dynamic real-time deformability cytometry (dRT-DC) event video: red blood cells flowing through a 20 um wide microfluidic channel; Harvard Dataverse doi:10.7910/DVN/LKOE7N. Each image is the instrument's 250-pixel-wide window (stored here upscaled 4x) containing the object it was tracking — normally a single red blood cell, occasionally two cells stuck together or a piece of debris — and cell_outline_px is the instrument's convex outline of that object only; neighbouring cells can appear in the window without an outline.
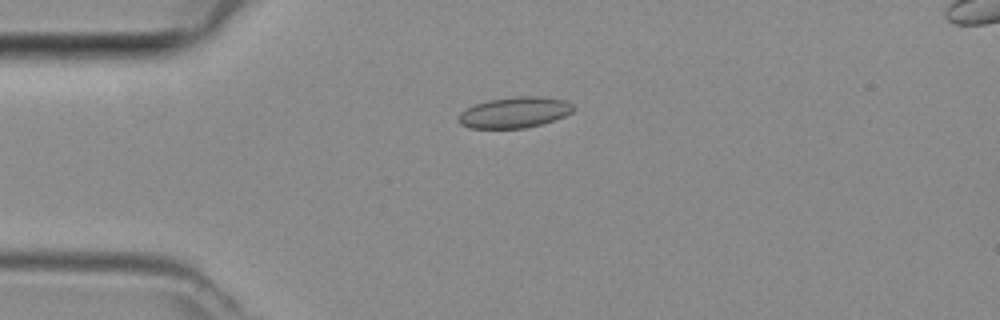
{"species": "common noctule bat (a hibernating species)", "species_latin": "Nyctalus noctula", "temperature_condition": "room temperature", "stored_images_in_passage": 27, "camera_frame_rate_fps": 3000, "um_per_image_px": 0.085, "animal": {"sex": "female", "body_mass_g": 29.2, "forearm_length_mm": 56.3}, "frame": {"image": 1, "passage_image": 1, "time_ms": 0.0, "image_size_px": [1000, 320], "cell_outline_px": [[576, 108], [572, 112], [564, 116], [540, 124], [524, 128], [468, 128], [460, 124], [460, 112], [476, 104], [488, 100], [520, 96], [544, 96], [568, 100]], "centroid_in_image_um": [43.79, 9.54], "position_along_channel_um": 41.2, "area_um2": 20.58}}
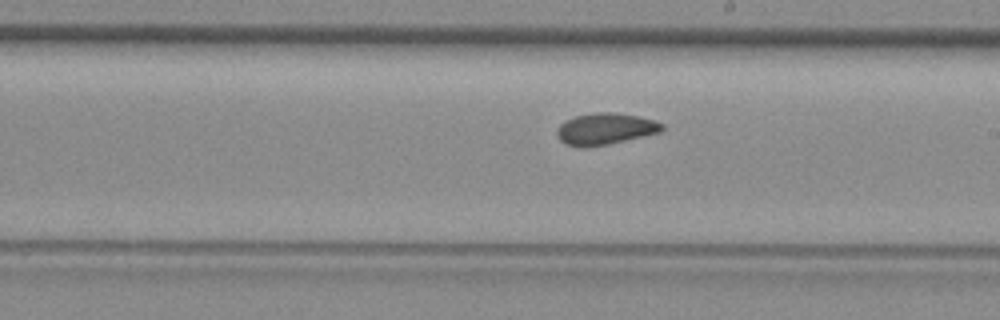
{"frame": {"image": 2, "passage_image": 16, "time_ms": 5.0, "image_size_px": [1000, 320], "cell_outline_px": [[664, 128], [660, 132], [644, 136], [608, 144], [584, 148], [564, 144], [556, 136], [556, 128], [564, 120], [576, 116], [596, 112], [612, 112], [636, 116], [652, 120], [664, 124]], "centroid_in_image_um": [51.39, 10.96], "position_along_channel_um": 237.6, "area_um2": 19.36}}
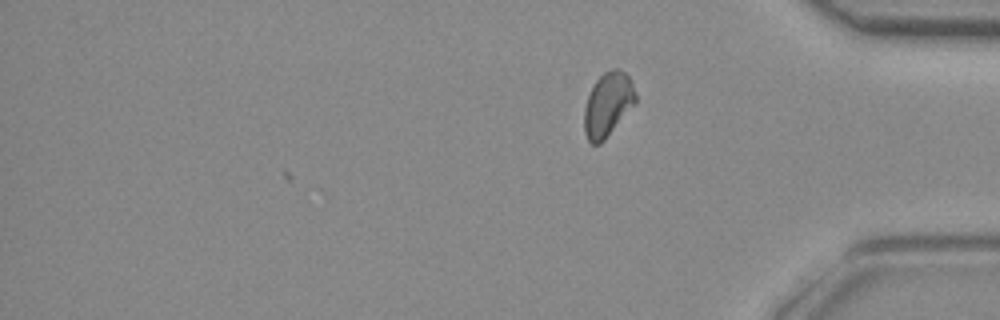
{"frame": {"image": 3, "passage_image": 27, "time_ms": 8.667, "image_size_px": [1000, 320], "cell_outline_px": [[636, 104], [604, 140], [600, 144], [592, 144], [588, 140], [584, 132], [584, 108], [588, 96], [596, 80], [604, 72], [612, 68], [620, 68], [628, 76], [636, 92]], "centroid_in_image_um": [51.67, 8.88], "position_along_channel_um": 383.5, "area_um2": 19.25}}